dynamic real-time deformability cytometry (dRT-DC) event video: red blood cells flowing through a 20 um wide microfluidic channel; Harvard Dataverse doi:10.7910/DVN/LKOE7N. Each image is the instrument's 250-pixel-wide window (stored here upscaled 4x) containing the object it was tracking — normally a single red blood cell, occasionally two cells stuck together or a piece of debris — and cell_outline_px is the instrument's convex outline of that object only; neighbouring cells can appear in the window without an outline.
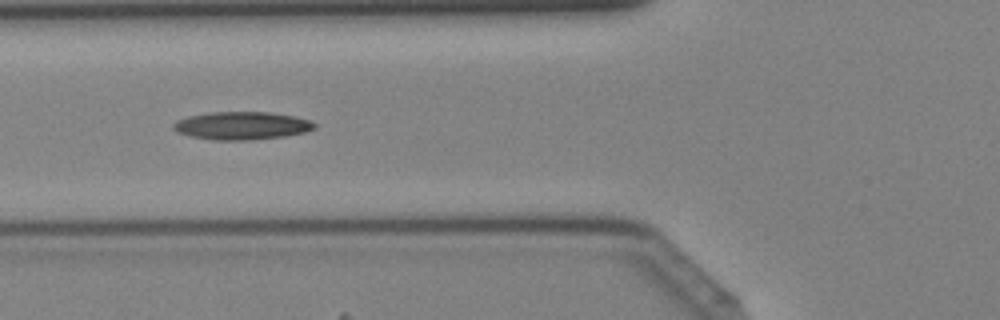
{"species": "Egyptian fruit bat (a non-hibernating species)", "species_latin": "Rousettus aegyptiacus", "temperature_condition": "cold", "stored_images_in_passage": 42, "segment_of_instrument_passage": [1, 2], "camera_frame_rate_fps": 3000, "um_per_image_px": 0.085, "animal": {"sex": "female"}, "frame": {"image": 1, "passage_image": 15, "time_ms": 4.667, "image_size_px": [1000, 320], "cell_outline_px": [[316, 128], [304, 132], [284, 136], [252, 140], [216, 140], [192, 136], [176, 132], [172, 128], [172, 124], [176, 120], [188, 116], [208, 112], [268, 112], [292, 116], [312, 120], [316, 124]], "centroid_in_image_um": [20.53, 10.68], "position_along_channel_um": 105.3, "area_um2": 23.0}}
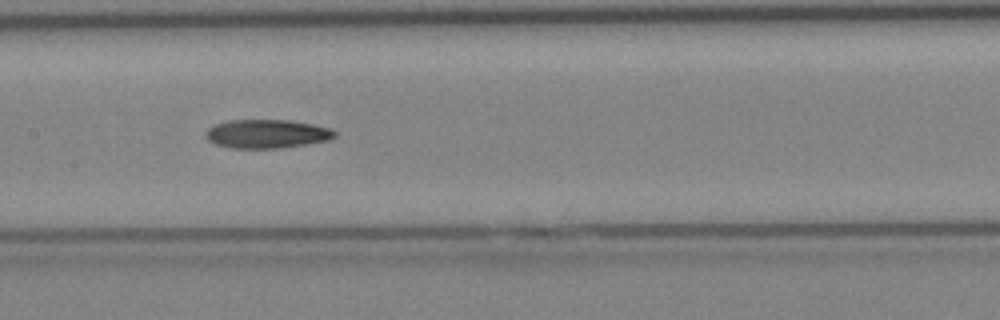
{"frame": {"image": 2, "passage_image": 20, "time_ms": 6.333, "image_size_px": [1000, 320], "cell_outline_px": [[336, 136], [328, 140], [304, 144], [276, 148], [232, 148], [216, 144], [208, 140], [204, 136], [204, 132], [208, 128], [216, 124], [228, 120], [288, 120], [312, 124], [328, 128], [336, 132]], "centroid_in_image_um": [22.63, 11.37], "position_along_channel_um": 184.8, "area_um2": 21.39}}
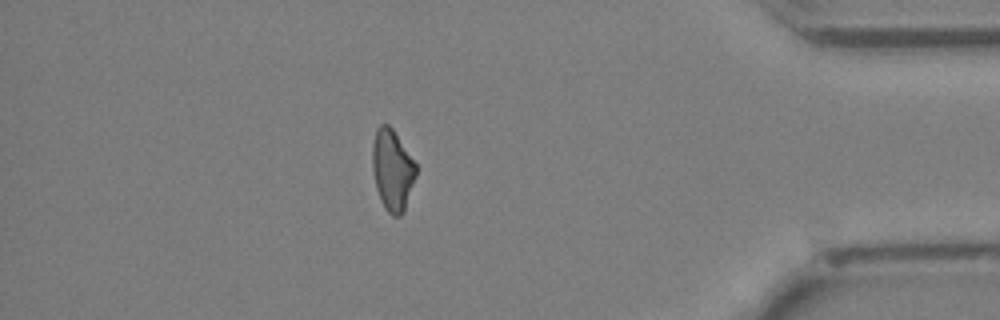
{"frame": {"image": 3, "passage_image": 36, "time_ms": 11.667, "image_size_px": [1000, 320], "cell_outline_px": [[416, 176], [404, 212], [400, 216], [392, 216], [384, 208], [380, 200], [376, 188], [372, 168], [372, 144], [376, 128], [380, 124], [388, 124], [392, 128], [416, 164]], "centroid_in_image_um": [33.33, 14.46], "position_along_channel_um": 401.9, "area_um2": 20.69}}